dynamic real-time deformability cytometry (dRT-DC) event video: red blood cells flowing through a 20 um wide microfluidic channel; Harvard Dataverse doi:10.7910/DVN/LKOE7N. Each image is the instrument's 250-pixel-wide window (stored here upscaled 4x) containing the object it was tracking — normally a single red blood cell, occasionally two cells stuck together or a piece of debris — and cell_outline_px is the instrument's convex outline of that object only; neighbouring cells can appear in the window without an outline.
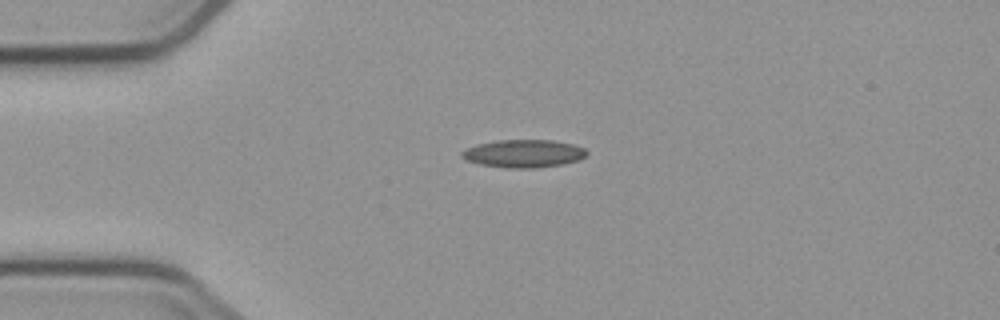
{"species": "common noctule bat (a hibernating species)", "species_latin": "Nyctalus noctula", "temperature_condition": "cold", "stored_images_in_passage": 4, "camera_frame_rate_fps": 3000, "um_per_image_px": 0.085, "animal": {"sex": "male", "body_mass_g": 23.1, "forearm_length_mm": 52.7}, "frame": {"image": 1, "passage_image": 1, "time_ms": 0.0, "image_size_px": [1000, 320], "cell_outline_px": [[588, 152], [580, 160], [560, 164], [536, 168], [508, 168], [480, 164], [468, 160], [460, 156], [460, 152], [476, 144], [496, 140], [552, 140], [572, 144], [584, 148]], "centroid_in_image_um": [44.5, 13.05], "position_along_channel_um": 40.5, "area_um2": 20.17}}
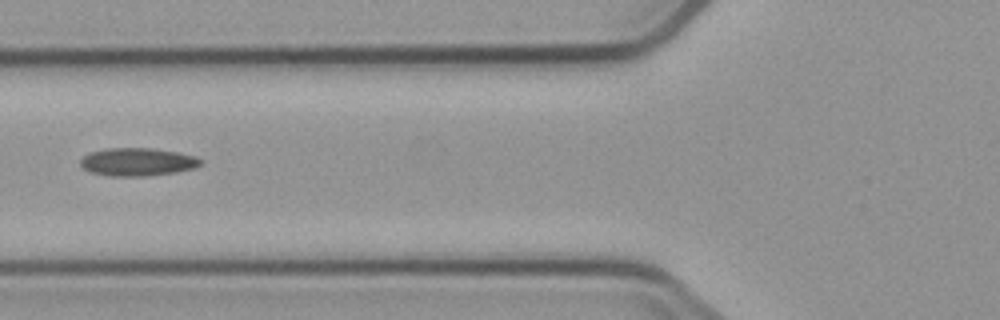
{"frame": {"image": 2, "passage_image": 3, "time_ms": 2.667, "image_size_px": [1000, 320], "cell_outline_px": [[200, 164], [196, 168], [176, 172], [144, 176], [108, 176], [92, 172], [84, 168], [80, 164], [80, 160], [84, 156], [92, 152], [108, 148], [152, 148], [176, 152], [196, 156], [200, 160]], "centroid_in_image_um": [11.69, 13.76], "position_along_channel_um": 114.1, "area_um2": 19.42}}
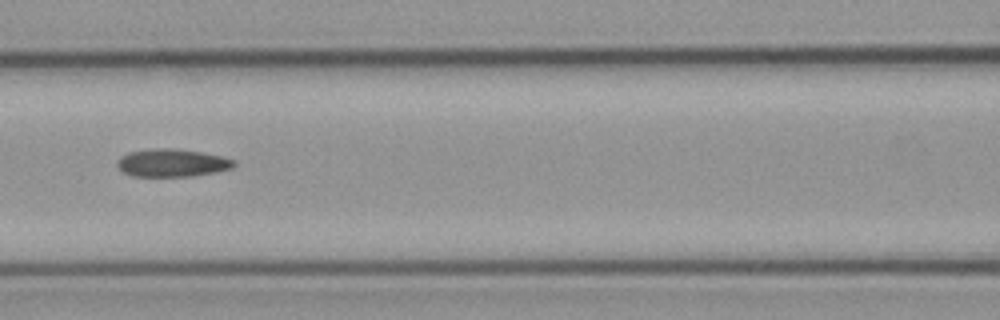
{"frame": {"image": 3, "passage_image": 4, "time_ms": 3.667, "image_size_px": [1000, 320], "cell_outline_px": [[236, 164], [232, 168], [192, 176], [132, 176], [124, 172], [116, 164], [120, 156], [128, 152], [160, 148], [172, 148], [200, 152], [220, 156], [236, 160]], "centroid_in_image_um": [14.62, 13.84], "position_along_channel_um": 152.0, "area_um2": 18.67}}